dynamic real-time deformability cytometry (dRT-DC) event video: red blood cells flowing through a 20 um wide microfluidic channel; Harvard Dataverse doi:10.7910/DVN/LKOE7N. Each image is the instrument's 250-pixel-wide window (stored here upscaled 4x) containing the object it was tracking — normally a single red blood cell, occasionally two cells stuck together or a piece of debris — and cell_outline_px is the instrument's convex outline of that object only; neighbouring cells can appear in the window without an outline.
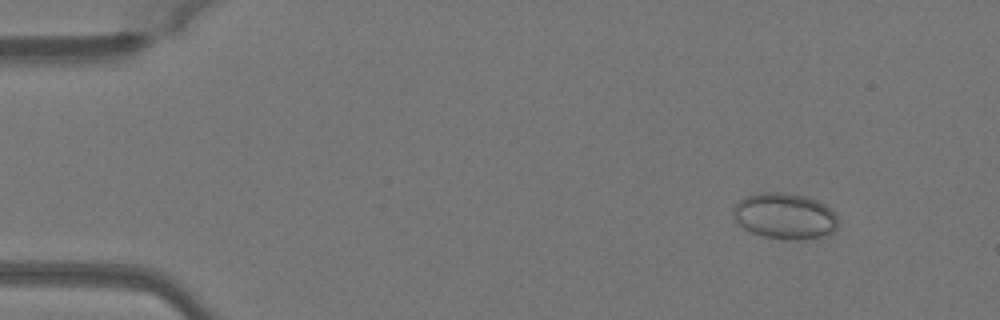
{"species": "Egyptian fruit bat (a non-hibernating species)", "species_latin": "Rousettus aegyptiacus", "temperature_condition": "warm", "stored_images_in_passage": 50, "camera_frame_rate_fps": 3000, "um_per_image_px": 0.085, "animal": {"sex": "female"}, "frame": {"image": 1, "passage_image": 6, "time_ms": 1.667, "image_size_px": [1000, 320], "cell_outline_px": [[836, 228], [832, 232], [820, 236], [800, 240], [796, 240], [764, 236], [752, 232], [744, 228], [732, 216], [736, 204], [740, 200], [748, 196], [760, 192], [784, 192], [804, 196], [816, 200], [832, 208], [836, 212]], "centroid_in_image_um": [66.72, 18.35], "position_along_channel_um": 18.3, "area_um2": 27.8}}
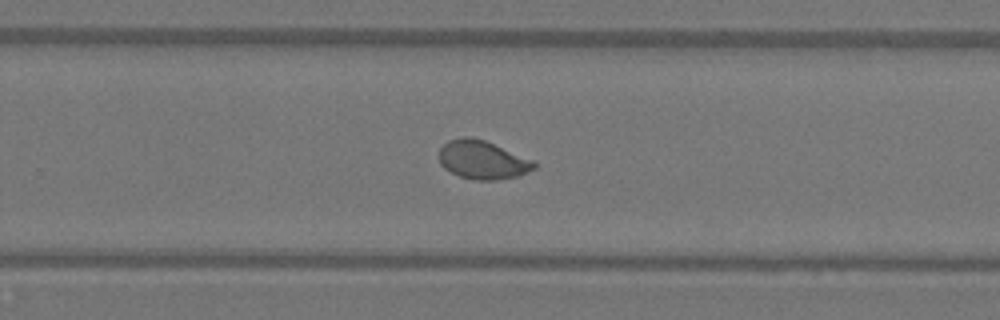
{"frame": {"image": 2, "passage_image": 33, "time_ms": 10.667, "image_size_px": [1000, 320], "cell_outline_px": [[536, 168], [516, 176], [496, 180], [472, 180], [460, 176], [444, 168], [440, 164], [440, 148], [448, 140], [460, 136], [472, 136], [484, 140], [532, 160], [536, 164]], "centroid_in_image_um": [40.97, 13.58], "position_along_channel_um": 288.8, "area_um2": 21.15}}
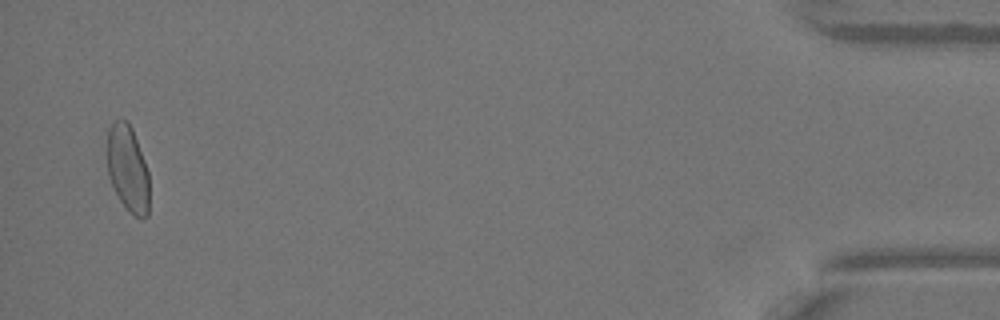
{"frame": {"image": 3, "passage_image": 49, "time_ms": 16.0, "image_size_px": [1000, 320], "cell_outline_px": [[148, 216], [144, 220], [136, 216], [120, 200], [108, 176], [108, 128], [116, 120], [128, 120], [132, 128], [144, 160], [148, 172]], "centroid_in_image_um": [10.87, 14.32], "position_along_channel_um": 424.3, "area_um2": 20.81}}